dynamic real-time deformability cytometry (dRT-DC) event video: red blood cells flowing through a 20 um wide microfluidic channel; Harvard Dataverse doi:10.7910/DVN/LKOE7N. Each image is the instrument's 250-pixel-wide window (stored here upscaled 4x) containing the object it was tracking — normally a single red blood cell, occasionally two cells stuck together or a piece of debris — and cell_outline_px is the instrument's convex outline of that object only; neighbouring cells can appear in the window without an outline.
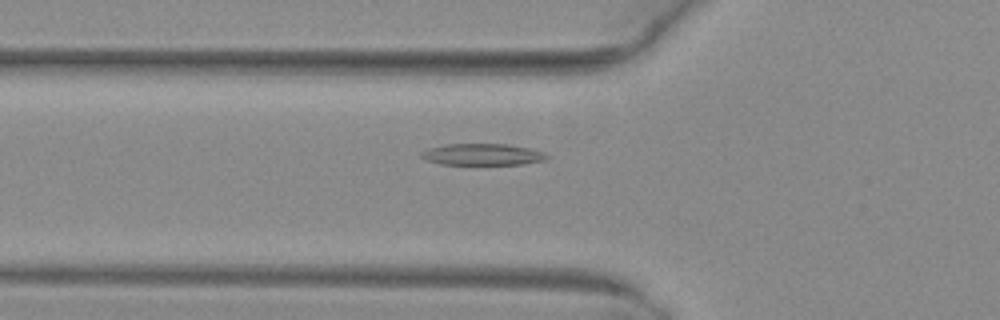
{"species": "common noctule bat (a hibernating species)", "species_latin": "Nyctalus noctula", "temperature_condition": "warm", "stored_images_in_passage": 6, "camera_frame_rate_fps": 3000, "um_per_image_px": 0.085, "animal": {"sex": "female", "body_mass_g": 29.2, "forearm_length_mm": 56.3}, "frame": {"image": 1, "passage_image": 5, "time_ms": 1.333, "image_size_px": [1000, 320], "cell_outline_px": [[548, 156], [544, 160], [524, 164], [440, 164], [428, 160], [420, 156], [420, 152], [428, 148], [444, 144], [508, 144], [528, 148], [544, 152]], "centroid_in_image_um": [40.98, 13.12], "position_along_channel_um": 84.8, "area_um2": 15.66}}